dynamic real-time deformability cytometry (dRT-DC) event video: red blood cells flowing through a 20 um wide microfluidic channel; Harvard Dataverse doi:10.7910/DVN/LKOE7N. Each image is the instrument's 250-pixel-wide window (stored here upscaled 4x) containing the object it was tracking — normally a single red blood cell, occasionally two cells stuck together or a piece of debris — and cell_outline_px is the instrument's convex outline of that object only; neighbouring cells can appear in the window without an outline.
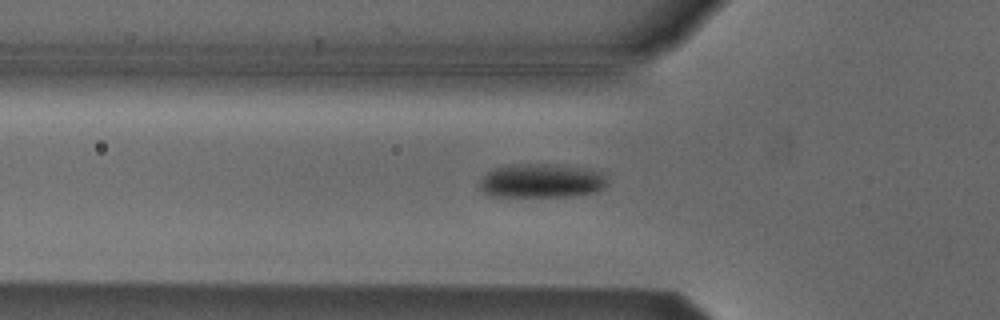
{"species": "Egyptian fruit bat (a non-hibernating species)", "species_latin": "Rousettus aegyptiacus", "temperature_condition": "cold", "stored_images_in_passage": 35, "camera_frame_rate_fps": 3000, "um_per_image_px": 0.085, "animal": {"sex": "male"}, "frame": {"image": 1, "passage_image": 6, "time_ms": 1.667, "image_size_px": [1000, 320], "cell_outline_px": [[608, 184], [604, 188], [596, 192], [568, 196], [492, 196], [484, 192], [480, 188], [480, 180], [488, 172], [496, 168], [508, 164], [544, 164], [588, 168], [600, 172], [604, 176]], "centroid_in_image_um": [46.04, 15.36], "position_along_channel_um": 79.8, "area_um2": 25.14}}
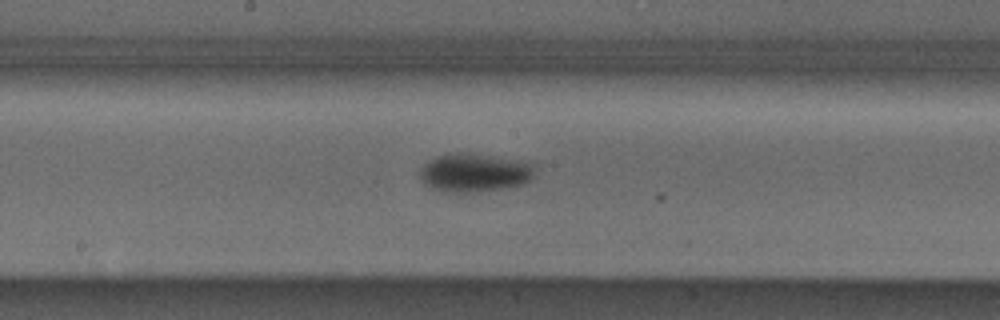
{"frame": {"image": 2, "passage_image": 16, "time_ms": 5.0, "image_size_px": [1000, 320], "cell_outline_px": [[536, 176], [532, 180], [524, 184], [508, 188], [480, 192], [444, 192], [428, 188], [420, 180], [420, 168], [428, 160], [436, 156], [456, 152], [460, 152], [488, 156], [536, 164]], "centroid_in_image_um": [40.33, 14.71], "position_along_channel_um": 207.9, "area_um2": 26.24}}
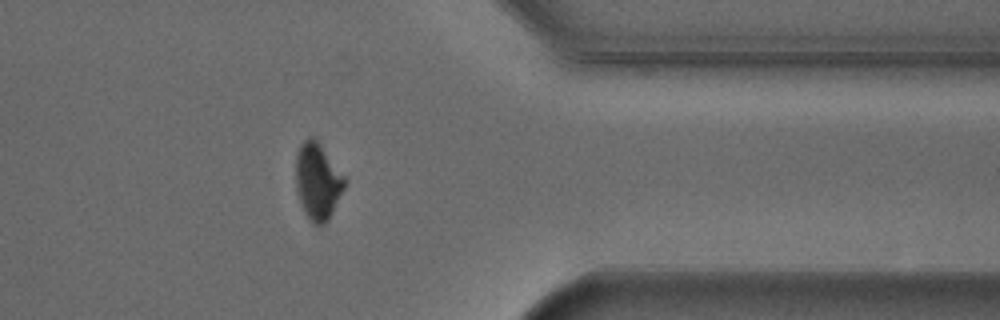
{"frame": {"image": 3, "passage_image": 31, "time_ms": 10.0, "image_size_px": [1000, 320], "cell_outline_px": [[344, 188], [328, 220], [324, 224], [316, 224], [308, 216], [300, 204], [296, 188], [296, 156], [300, 144], [308, 136], [312, 136], [320, 144], [344, 176]], "centroid_in_image_um": [26.98, 15.38], "position_along_channel_um": 384.4, "area_um2": 21.27}, "authors_computed_cell_mechanics": {"area_um2": 25.2008, "velocity_mm_per_s": 3.8332, "shape_relaxation_time_tau1_ms": 4.7401, "shape_relaxation_time_tau2_ms": null, "deformation_change_tau1": 0.127, "deformation_change_tau2": null}}